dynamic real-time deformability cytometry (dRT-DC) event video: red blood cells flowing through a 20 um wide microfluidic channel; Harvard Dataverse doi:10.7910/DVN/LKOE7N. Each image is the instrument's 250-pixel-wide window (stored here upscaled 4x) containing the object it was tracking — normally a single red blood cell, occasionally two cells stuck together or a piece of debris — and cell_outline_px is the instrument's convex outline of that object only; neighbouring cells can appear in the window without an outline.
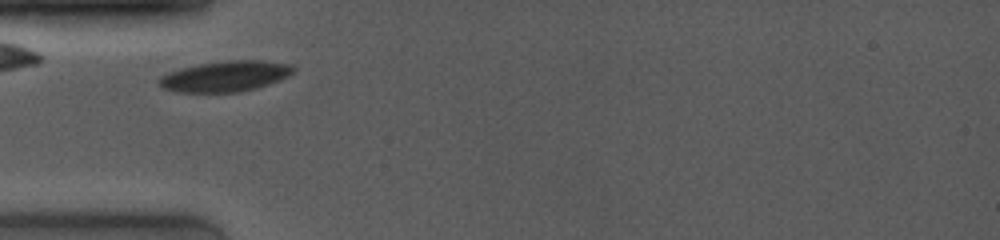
{"species": "common noctule bat (a hibernating species)", "species_latin": "Nyctalus noctula", "temperature_condition": "room temperature", "stored_images_in_passage": 10, "camera_frame_rate_fps": 4000, "um_per_image_px": 0.085, "animal": {"sex": "female", "body_mass_g": 19.0, "forearm_length_mm": 53.3}, "frame": {"image": 1, "passage_image": 1, "time_ms": 0.0, "image_size_px": [1000, 240], "cell_outline_px": [[296, 68], [288, 76], [268, 84], [256, 88], [240, 92], [176, 92], [164, 88], [156, 80], [160, 76], [168, 72], [180, 68], [200, 64], [224, 60], [264, 60], [292, 64]], "centroid_in_image_um": [19.15, 6.47], "position_along_channel_um": 65.9, "area_um2": 24.1}}